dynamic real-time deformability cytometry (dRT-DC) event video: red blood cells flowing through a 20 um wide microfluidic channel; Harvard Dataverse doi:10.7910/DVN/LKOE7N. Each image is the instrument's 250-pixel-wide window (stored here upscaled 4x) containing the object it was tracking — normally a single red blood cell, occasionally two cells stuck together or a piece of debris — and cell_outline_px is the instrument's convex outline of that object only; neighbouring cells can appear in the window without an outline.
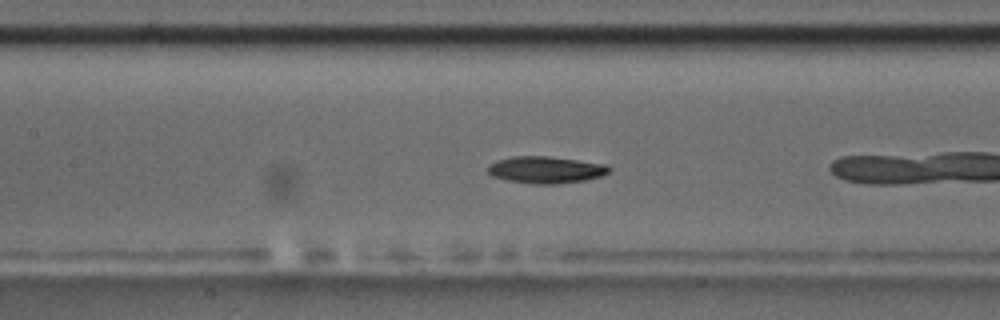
{"species": "common noctule bat (a hibernating species)", "species_latin": "Nyctalus noctula", "temperature_condition": "room temperature", "stored_images_in_passage": 17, "camera_frame_rate_fps": 3000, "um_per_image_px": 0.085, "animal": {"sex": "male", "body_mass_g": 17.5, "forearm_length_mm": 52.3}, "frame": {"image": 1, "passage_image": 8, "time_ms": 2.333, "image_size_px": [1000, 320], "cell_outline_px": [[612, 168], [608, 172], [600, 176], [584, 180], [560, 184], [532, 184], [508, 180], [492, 176], [488, 172], [488, 164], [496, 160], [512, 156], [548, 156], [608, 164]], "centroid_in_image_um": [46.39, 14.43], "position_along_channel_um": 161.0, "area_um2": 19.13}}